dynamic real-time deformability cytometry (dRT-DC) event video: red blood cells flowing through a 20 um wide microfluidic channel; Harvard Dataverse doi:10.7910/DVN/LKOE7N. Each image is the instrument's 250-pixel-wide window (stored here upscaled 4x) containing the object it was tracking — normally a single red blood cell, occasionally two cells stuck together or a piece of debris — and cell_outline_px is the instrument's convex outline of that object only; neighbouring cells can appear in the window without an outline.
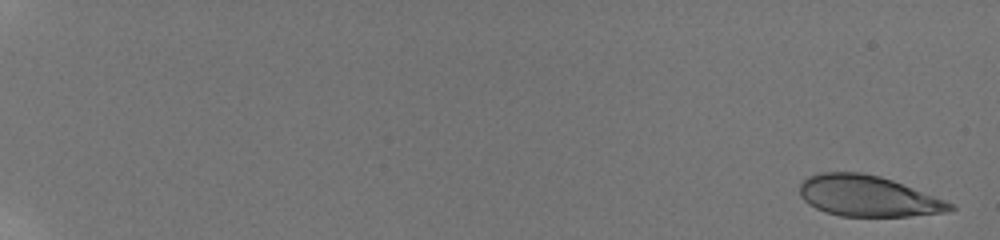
{"species": "human", "species_latin": "Homo sapiens", "temperature_condition": "room temperature", "stored_images_in_passage": 21, "camera_frame_rate_fps": 3000, "um_per_image_px": 0.085, "donor": {"sex": "male"}, "frame": {"image": 1, "passage_image": 1, "time_ms": 0.0, "image_size_px": [1000, 240], "cell_outline_px": [[956, 208], [948, 212], [908, 216], [840, 216], [824, 212], [808, 204], [800, 196], [800, 184], [808, 176], [820, 172], [860, 172], [880, 176], [892, 180], [956, 204]], "centroid_in_image_um": [73.77, 16.67], "position_along_channel_um": 11.2, "area_um2": 35.89}}
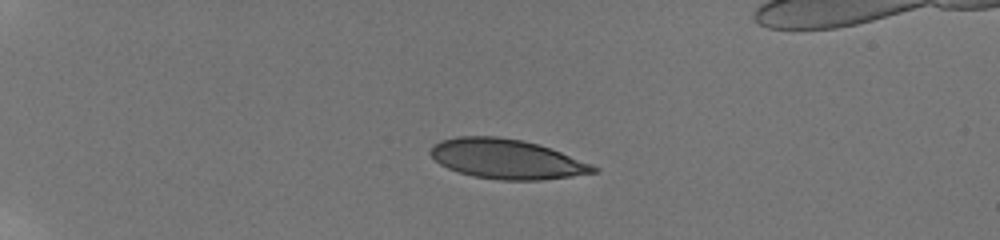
{"frame": {"image": 2, "passage_image": 15, "time_ms": 5.0, "image_size_px": [1000, 240], "cell_outline_px": [[600, 172], [572, 176], [540, 180], [500, 180], [472, 176], [448, 168], [440, 164], [428, 152], [432, 144], [440, 140], [456, 136], [496, 136], [520, 140], [540, 144], [592, 164], [600, 168]], "centroid_in_image_um": [43.07, 13.51], "position_along_channel_um": 41.9, "area_um2": 37.86}}